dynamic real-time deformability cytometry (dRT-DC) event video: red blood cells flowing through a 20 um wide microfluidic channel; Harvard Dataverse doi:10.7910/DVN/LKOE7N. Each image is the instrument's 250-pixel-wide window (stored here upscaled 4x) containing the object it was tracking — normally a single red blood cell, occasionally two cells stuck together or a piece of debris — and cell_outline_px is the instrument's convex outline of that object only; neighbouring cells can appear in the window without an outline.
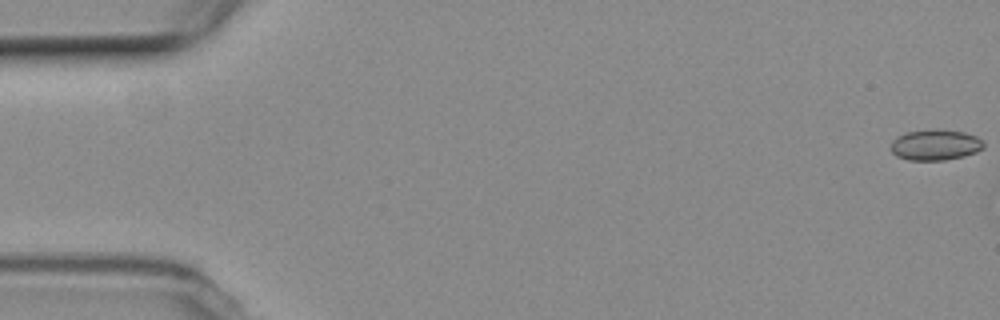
{"species": "common noctule bat (a hibernating species)", "species_latin": "Nyctalus noctula", "temperature_condition": "room temperature", "stored_images_in_passage": 5, "camera_frame_rate_fps": 3000, "um_per_image_px": 0.085, "animal": {"sex": "female", "body_mass_g": 19.3, "forearm_length_mm": 54.1}, "frame": {"image": 1, "passage_image": 1, "time_ms": 0.0, "image_size_px": [1000, 320], "cell_outline_px": [[984, 148], [976, 152], [964, 156], [944, 160], [908, 160], [896, 156], [892, 152], [892, 140], [908, 132], [936, 128], [940, 128], [964, 132], [976, 136], [984, 140]], "centroid_in_image_um": [79.55, 12.3], "position_along_channel_um": 5.5, "area_um2": 16.76}}